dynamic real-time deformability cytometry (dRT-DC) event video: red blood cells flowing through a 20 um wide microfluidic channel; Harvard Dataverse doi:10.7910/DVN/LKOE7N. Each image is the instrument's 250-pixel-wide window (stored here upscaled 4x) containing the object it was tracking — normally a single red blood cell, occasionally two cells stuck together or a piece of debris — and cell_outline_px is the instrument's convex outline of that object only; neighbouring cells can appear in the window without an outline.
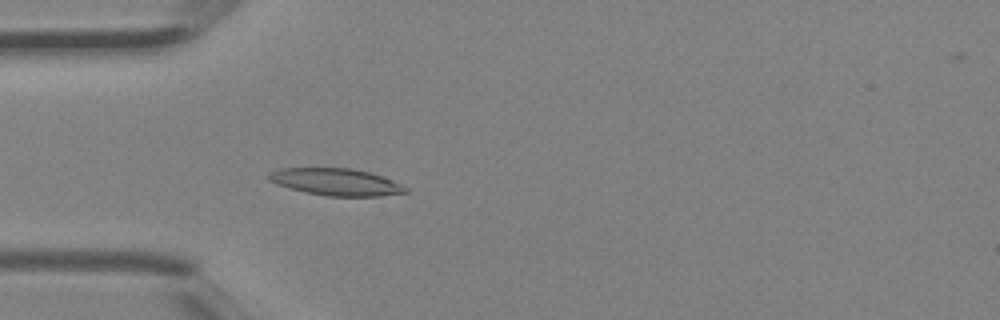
{"species": "Egyptian fruit bat (a non-hibernating species)", "species_latin": "Rousettus aegyptiacus", "temperature_condition": "room temperature", "stored_images_in_passage": 3, "camera_frame_rate_fps": 3000, "um_per_image_px": 0.085, "animal": {"sex": "female"}, "frame": {"image": 1, "passage_image": 3, "time_ms": 0.667, "image_size_px": [1000, 320], "cell_outline_px": [[408, 192], [380, 196], [324, 196], [304, 192], [276, 184], [268, 180], [264, 176], [268, 172], [280, 168], [352, 168], [368, 172], [380, 176], [400, 184], [408, 188]], "centroid_in_image_um": [28.48, 15.46], "position_along_channel_um": 56.5, "area_um2": 21.62}}